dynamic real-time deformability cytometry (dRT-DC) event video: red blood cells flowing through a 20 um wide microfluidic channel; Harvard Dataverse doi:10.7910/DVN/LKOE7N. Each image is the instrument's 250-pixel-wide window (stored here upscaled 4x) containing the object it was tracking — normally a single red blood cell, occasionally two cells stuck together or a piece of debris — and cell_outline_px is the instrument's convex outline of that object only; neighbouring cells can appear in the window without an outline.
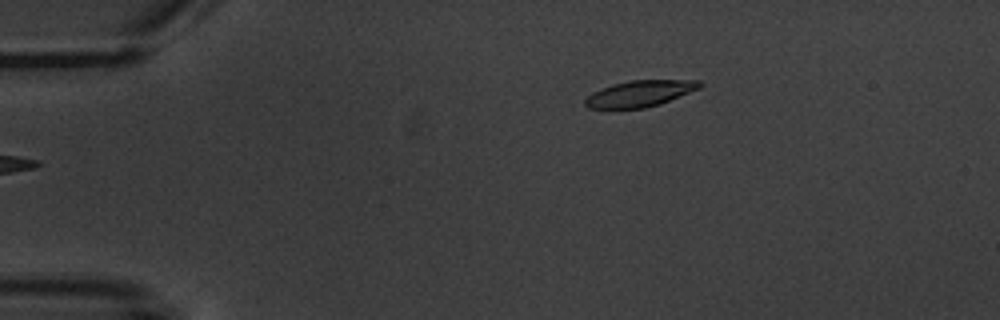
{"species": "common noctule bat (a hibernating species)", "species_latin": "Nyctalus noctula", "temperature_condition": "warm", "stored_images_in_passage": 6, "camera_frame_rate_fps": 3000, "um_per_image_px": 0.085, "animal": {"sex": "male", "body_mass_g": 20.1, "forearm_length_mm": 53.5}, "frame": {"image": 1, "passage_image": 6, "time_ms": 6.0, "image_size_px": [1000, 320], "cell_outline_px": [[704, 84], [700, 88], [660, 104], [644, 108], [588, 108], [584, 104], [584, 100], [592, 92], [612, 84], [632, 80], [700, 80]], "centroid_in_image_um": [54.4, 7.94], "position_along_channel_um": 30.6, "area_um2": 17.46}}